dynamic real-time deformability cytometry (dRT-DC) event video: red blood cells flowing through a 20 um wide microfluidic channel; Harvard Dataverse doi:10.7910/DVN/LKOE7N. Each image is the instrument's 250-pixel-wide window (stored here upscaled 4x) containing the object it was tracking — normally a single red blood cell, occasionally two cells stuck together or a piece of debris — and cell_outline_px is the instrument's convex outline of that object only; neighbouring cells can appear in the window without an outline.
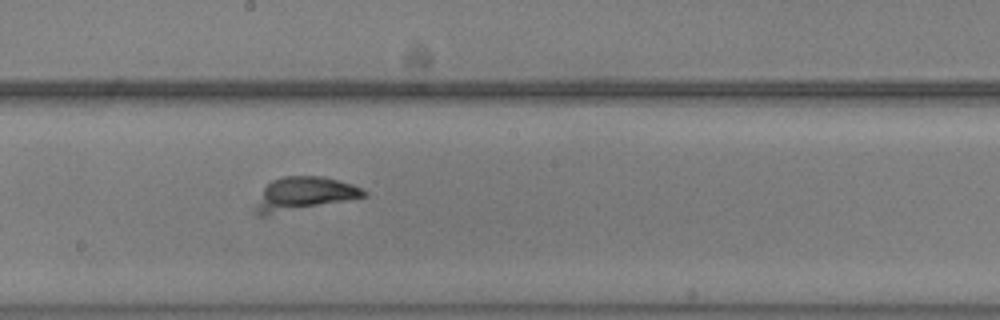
{"species": "common noctule bat (a hibernating species)", "species_latin": "Nyctalus noctula", "temperature_condition": "warm", "stored_images_in_passage": 66, "camera_frame_rate_fps": 3000, "um_per_image_px": 0.085, "animal": {"sex": "male", "body_mass_g": 20.5, "forearm_length_mm": 52.5}, "frame": {"image": 1, "passage_image": 38, "time_ms": 12.333, "image_size_px": [1000, 320], "cell_outline_px": [[368, 196], [264, 216], [256, 216], [256, 204], [264, 188], [272, 180], [284, 176], [320, 176], [352, 184], [368, 192]], "centroid_in_image_um": [25.83, 16.48], "position_along_channel_um": 222.4, "area_um2": 20.75}}
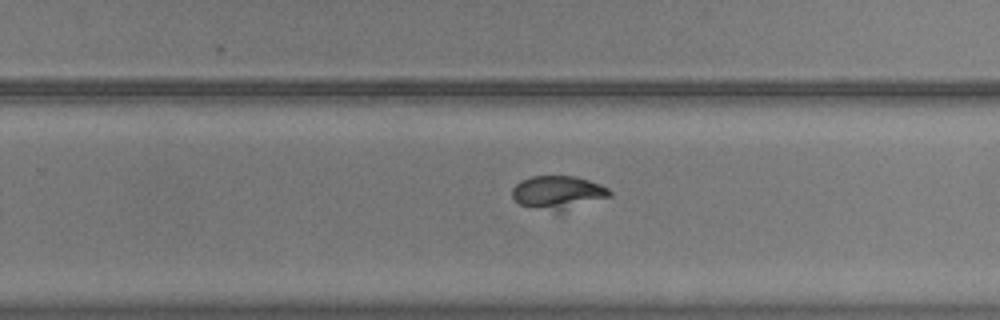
{"frame": {"image": 2, "passage_image": 43, "time_ms": 14.0, "image_size_px": [1000, 320], "cell_outline_px": [[612, 196], [560, 216], [520, 204], [512, 196], [512, 188], [520, 180], [532, 176], [576, 176], [600, 184], [608, 188], [612, 192]], "centroid_in_image_um": [47.49, 16.44], "position_along_channel_um": 282.3, "area_um2": 20.17}}
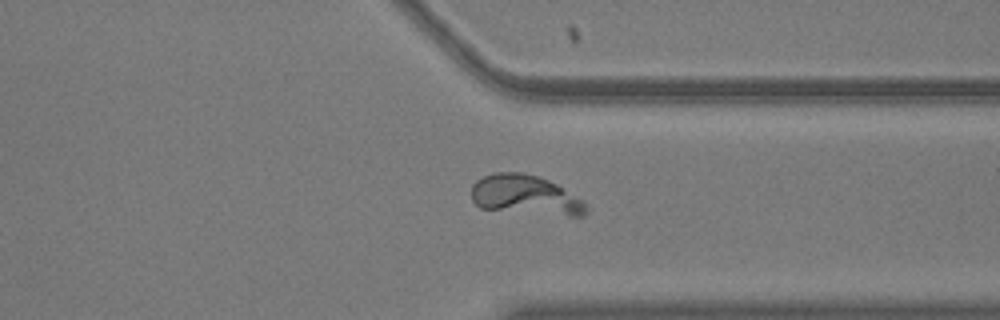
{"frame": {"image": 3, "passage_image": 50, "time_ms": 16.333, "image_size_px": [1000, 320], "cell_outline_px": [[588, 212], [584, 216], [568, 216], [480, 208], [472, 200], [472, 184], [476, 180], [484, 176], [496, 172], [520, 172], [536, 176], [548, 180], [556, 184], [580, 200], [588, 208]], "centroid_in_image_um": [44.63, 16.58], "position_along_channel_um": 366.8, "area_um2": 26.13}}